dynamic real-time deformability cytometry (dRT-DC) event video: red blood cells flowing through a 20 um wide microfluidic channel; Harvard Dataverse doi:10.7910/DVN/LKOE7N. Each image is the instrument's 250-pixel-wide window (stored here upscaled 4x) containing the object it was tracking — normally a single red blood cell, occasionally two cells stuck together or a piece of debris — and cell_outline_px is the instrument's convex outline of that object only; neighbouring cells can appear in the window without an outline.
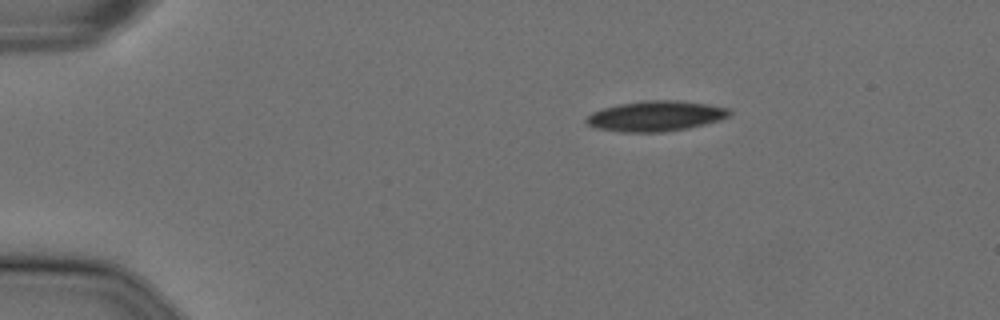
{"species": "Egyptian fruit bat (a non-hibernating species)", "species_latin": "Rousettus aegyptiacus", "temperature_condition": "cold", "stored_images_in_passage": 4, "camera_frame_rate_fps": 3000, "um_per_image_px": 0.085, "animal": {"sex": "female"}, "frame": {"image": 1, "passage_image": 1, "time_ms": 0.0, "image_size_px": [1000, 320], "cell_outline_px": [[732, 112], [728, 116], [720, 120], [704, 124], [684, 128], [660, 132], [620, 132], [596, 128], [588, 124], [584, 120], [592, 112], [604, 108], [620, 104], [644, 100], [676, 100], [708, 104], [728, 108]], "centroid_in_image_um": [55.72, 9.86], "position_along_channel_um": 29.3, "area_um2": 25.09}}